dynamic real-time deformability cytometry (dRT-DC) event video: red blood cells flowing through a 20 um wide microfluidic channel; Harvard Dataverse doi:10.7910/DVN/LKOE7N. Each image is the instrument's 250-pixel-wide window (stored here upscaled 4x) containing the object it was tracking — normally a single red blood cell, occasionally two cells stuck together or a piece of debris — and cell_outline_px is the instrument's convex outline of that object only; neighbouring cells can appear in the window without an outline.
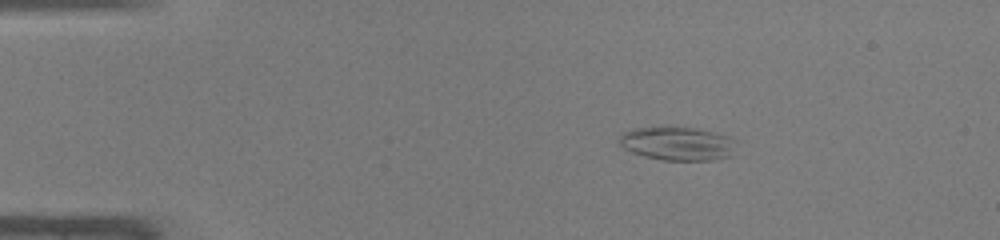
{"species": "common noctule bat (a hibernating species)", "species_latin": "Nyctalus noctula", "temperature_condition": "warm", "stored_images_in_passage": 48, "camera_frame_rate_fps": 3000, "um_per_image_px": 0.085, "animal": {"sex": "male", "body_mass_g": 19.0, "forearm_length_mm": 50.8}, "frame": {"image": 1, "passage_image": 8, "time_ms": 2.333, "image_size_px": [1000, 240], "cell_outline_px": [[736, 156], [716, 160], [664, 160], [644, 156], [632, 152], [624, 148], [620, 144], [620, 136], [624, 132], [632, 128], [664, 124], [696, 128], [728, 136], [736, 140]], "centroid_in_image_um": [57.63, 12.17], "position_along_channel_um": 27.4, "area_um2": 23.87}}
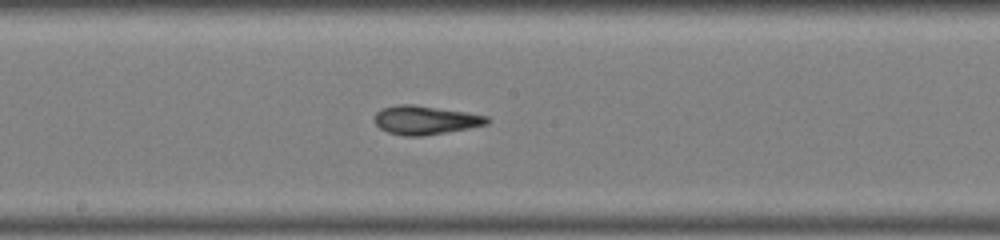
{"frame": {"image": 2, "passage_image": 26, "time_ms": 8.333, "image_size_px": [1000, 240], "cell_outline_px": [[488, 124], [468, 128], [420, 136], [404, 136], [388, 132], [380, 128], [376, 124], [376, 112], [384, 108], [396, 104], [412, 104], [464, 112], [488, 116]], "centroid_in_image_um": [36.13, 10.2], "position_along_channel_um": 212.1, "area_um2": 18.44}}
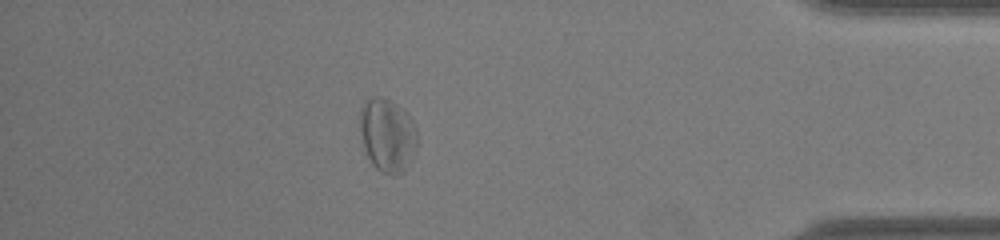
{"frame": {"image": 3, "passage_image": 42, "time_ms": 13.667, "image_size_px": [1000, 240], "cell_outline_px": [[416, 152], [412, 160], [404, 172], [396, 176], [388, 176], [380, 172], [372, 164], [364, 148], [360, 132], [360, 108], [372, 96], [380, 96], [396, 104], [408, 112], [416, 124]], "centroid_in_image_um": [32.96, 11.52], "position_along_channel_um": 402.2, "area_um2": 25.03}, "authors_computed_cell_mechanics": {"area_um2": 20.8658, "velocity_mm_per_s": 4.2448, "shape_relaxation_time_tau1_ms": 3.9464, "shape_relaxation_time_tau2_ms": 2.0766, "deformation_change_tau1": 0.1432, "deformation_change_tau2": 0.097}}